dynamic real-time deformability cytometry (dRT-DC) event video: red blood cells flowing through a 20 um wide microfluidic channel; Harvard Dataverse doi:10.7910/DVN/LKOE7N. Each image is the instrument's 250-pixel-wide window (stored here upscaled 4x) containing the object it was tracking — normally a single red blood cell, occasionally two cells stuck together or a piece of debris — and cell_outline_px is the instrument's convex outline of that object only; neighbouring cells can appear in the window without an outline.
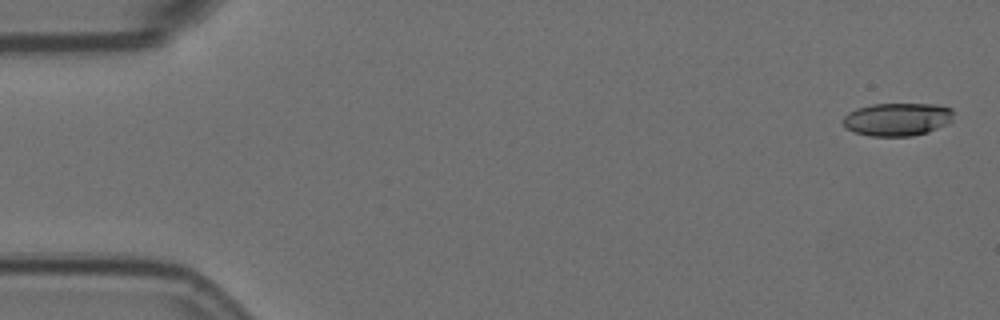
{"species": "Egyptian fruit bat (a non-hibernating species)", "species_latin": "Rousettus aegyptiacus", "temperature_condition": "room temperature", "stored_images_in_passage": 5, "camera_frame_rate_fps": 3000, "um_per_image_px": 0.085, "animal": {"sex": "female"}, "frame": {"image": 1, "passage_image": 1, "time_ms": 0.0, "image_size_px": [1000, 320], "cell_outline_px": [[952, 120], [948, 124], [928, 132], [912, 136], [868, 136], [852, 132], [844, 128], [844, 116], [848, 112], [856, 108], [872, 104], [936, 104], [952, 108]], "centroid_in_image_um": [76.25, 10.14], "position_along_channel_um": 8.7, "area_um2": 21.5}}
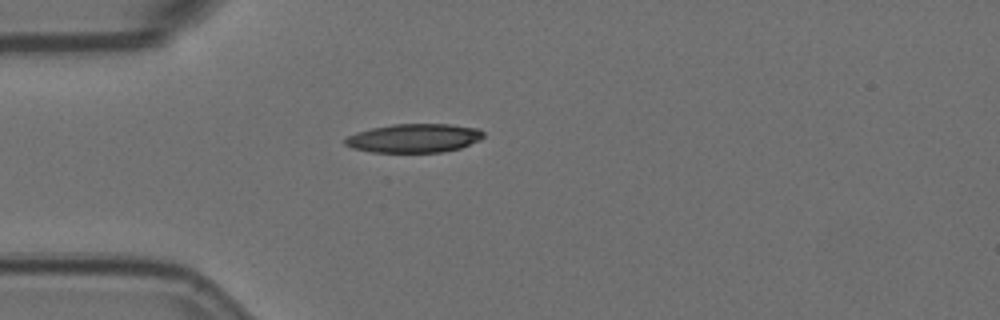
{"frame": {"image": 2, "passage_image": 5, "time_ms": 1.333, "image_size_px": [1000, 320], "cell_outline_px": [[484, 136], [480, 140], [460, 148], [444, 152], [372, 152], [352, 148], [344, 144], [344, 140], [348, 136], [356, 132], [372, 128], [392, 124], [448, 124], [480, 128], [484, 132]], "centroid_in_image_um": [35.22, 11.74], "position_along_channel_um": 49.8, "area_um2": 23.29}}